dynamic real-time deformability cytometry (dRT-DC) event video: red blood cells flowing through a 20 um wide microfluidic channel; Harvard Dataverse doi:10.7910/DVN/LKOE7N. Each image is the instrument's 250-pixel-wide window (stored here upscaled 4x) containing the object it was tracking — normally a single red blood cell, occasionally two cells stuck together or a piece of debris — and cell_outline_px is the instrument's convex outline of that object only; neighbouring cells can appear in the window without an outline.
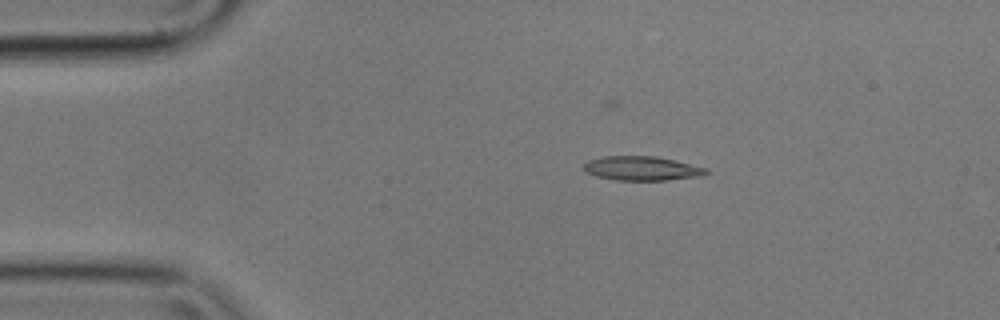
{"species": "common noctule bat (a hibernating species)", "species_latin": "Nyctalus noctula", "temperature_condition": "cold", "stored_images_in_passage": 13, "camera_frame_rate_fps": 3000, "um_per_image_px": 0.085, "animal": {"sex": "male", "body_mass_g": 17.9}, "frame": {"image": 1, "passage_image": 2, "time_ms": 0.333, "image_size_px": [1000, 320], "cell_outline_px": [[708, 172], [704, 176], [668, 180], [616, 180], [596, 176], [588, 172], [584, 168], [584, 164], [588, 160], [604, 156], [656, 156], [708, 168]], "centroid_in_image_um": [54.6, 14.31], "position_along_channel_um": 30.4, "area_um2": 17.22}}
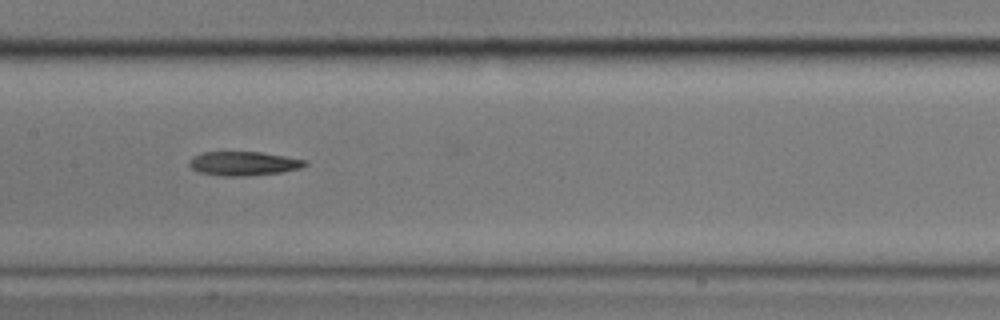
{"frame": {"image": 2, "passage_image": 6, "time_ms": 1.667, "image_size_px": [1000, 320], "cell_outline_px": [[308, 164], [300, 168], [280, 172], [244, 176], [224, 176], [200, 172], [192, 168], [188, 164], [188, 160], [192, 156], [204, 152], [260, 152], [308, 160]], "centroid_in_image_um": [20.69, 13.89], "position_along_channel_um": 186.7, "area_um2": 16.13}}
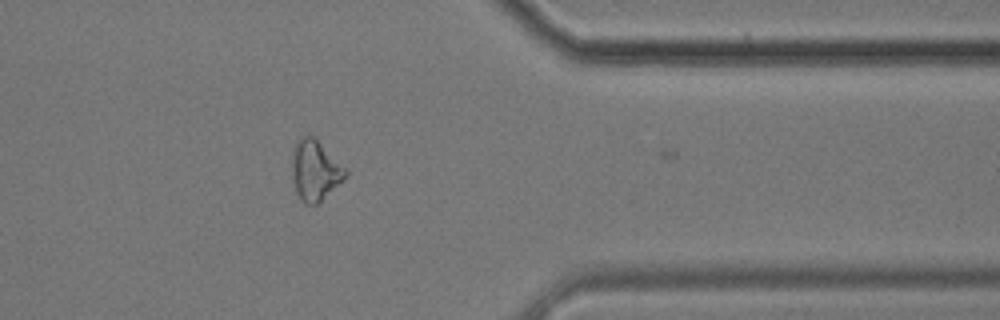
{"frame": {"image": 3, "passage_image": 11, "time_ms": 3.333, "image_size_px": [1000, 320], "cell_outline_px": [[348, 172], [344, 180], [316, 204], [304, 204], [300, 200], [296, 192], [292, 180], [292, 148], [296, 140], [300, 136], [312, 136]], "centroid_in_image_um": [26.72, 14.5], "position_along_channel_um": 384.7, "area_um2": 18.5}}